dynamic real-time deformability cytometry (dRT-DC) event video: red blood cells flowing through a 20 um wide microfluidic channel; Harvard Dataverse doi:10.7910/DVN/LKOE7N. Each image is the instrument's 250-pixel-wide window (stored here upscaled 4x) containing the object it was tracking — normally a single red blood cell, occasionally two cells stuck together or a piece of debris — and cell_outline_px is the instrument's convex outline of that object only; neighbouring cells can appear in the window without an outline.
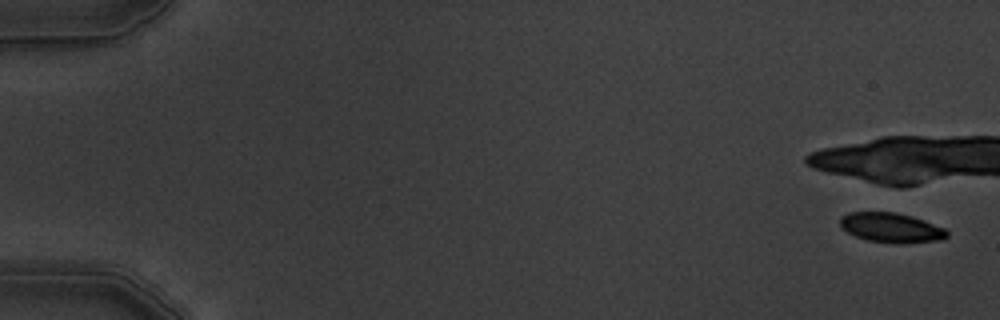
{"species": "common noctule bat (a hibernating species)", "species_latin": "Nyctalus noctula", "temperature_condition": "warm", "stored_images_in_passage": 8, "camera_frame_rate_fps": 3000, "um_per_image_px": 0.085, "animal": {"sex": "male", "body_mass_g": 19.5, "forearm_length_mm": 54.6}, "frame": {"image": 1, "passage_image": 1, "time_ms": 0.0, "image_size_px": [1000, 320], "cell_outline_px": [[948, 236], [940, 240], [900, 244], [868, 240], [856, 236], [840, 228], [840, 216], [848, 212], [896, 212], [912, 216], [924, 220], [944, 228], [948, 232]], "centroid_in_image_um": [75.74, 19.35], "position_along_channel_um": 9.3, "area_um2": 18.55}}